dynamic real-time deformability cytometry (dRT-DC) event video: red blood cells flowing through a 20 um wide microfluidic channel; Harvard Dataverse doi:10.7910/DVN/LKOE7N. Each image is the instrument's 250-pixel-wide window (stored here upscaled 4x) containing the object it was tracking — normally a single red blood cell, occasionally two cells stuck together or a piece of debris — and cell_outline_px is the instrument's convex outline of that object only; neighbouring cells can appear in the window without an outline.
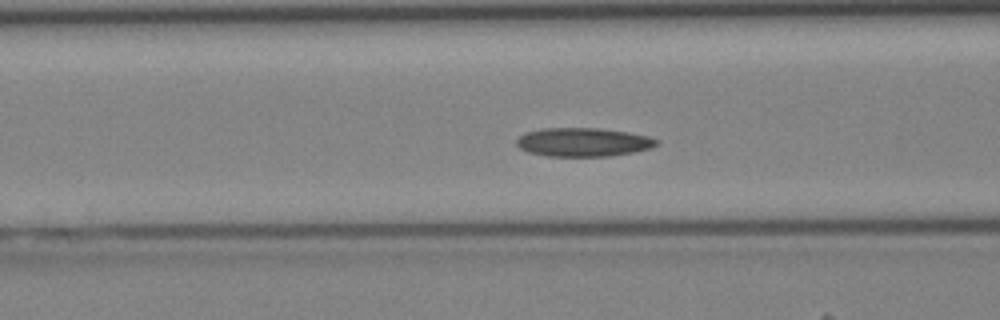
{"species": "Egyptian fruit bat (a non-hibernating species)", "species_latin": "Rousettus aegyptiacus", "temperature_condition": "cold", "stored_images_in_passage": 37, "segment_of_instrument_passage": [1, 2], "camera_frame_rate_fps": 3000, "um_per_image_px": 0.085, "animal": {"sex": "female"}, "frame": {"image": 1, "passage_image": 11, "time_ms": 3.333, "image_size_px": [1000, 320], "cell_outline_px": [[660, 144], [648, 148], [632, 152], [608, 156], [548, 156], [528, 152], [520, 148], [516, 144], [516, 140], [524, 132], [544, 128], [600, 128], [628, 132], [648, 136], [660, 140]], "centroid_in_image_um": [49.56, 12.07], "position_along_channel_um": 117.0, "area_um2": 23.41}}
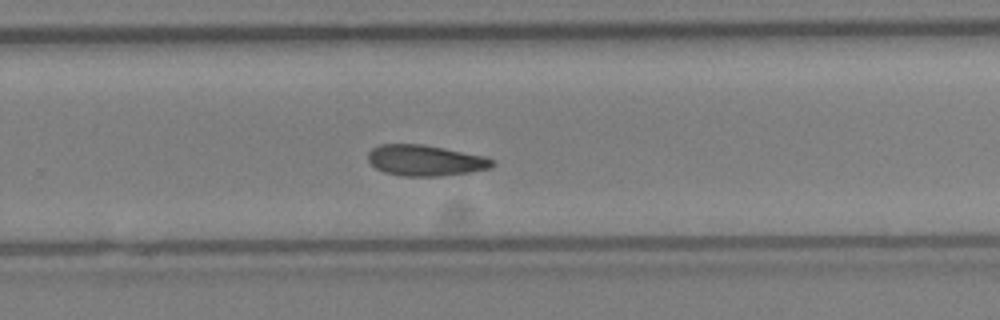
{"frame": {"image": 2, "passage_image": 22, "time_ms": 7.0, "image_size_px": [1000, 320], "cell_outline_px": [[496, 164], [488, 168], [468, 172], [440, 176], [404, 176], [384, 172], [376, 168], [368, 160], [368, 152], [372, 148], [380, 144], [424, 144], [484, 156], [496, 160]], "centroid_in_image_um": [36.14, 13.63], "position_along_channel_um": 293.7, "area_um2": 22.31}}
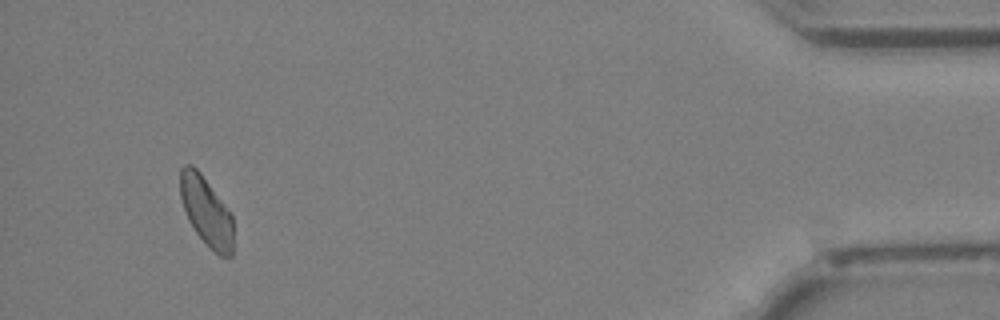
{"frame": {"image": 3, "passage_image": 34, "time_ms": 11.0, "image_size_px": [1000, 320], "cell_outline_px": [[232, 256], [220, 256], [196, 232], [188, 220], [180, 196], [180, 168], [184, 164], [192, 164], [200, 172], [232, 216]], "centroid_in_image_um": [17.5, 17.92], "position_along_channel_um": 417.7, "area_um2": 20.75}}